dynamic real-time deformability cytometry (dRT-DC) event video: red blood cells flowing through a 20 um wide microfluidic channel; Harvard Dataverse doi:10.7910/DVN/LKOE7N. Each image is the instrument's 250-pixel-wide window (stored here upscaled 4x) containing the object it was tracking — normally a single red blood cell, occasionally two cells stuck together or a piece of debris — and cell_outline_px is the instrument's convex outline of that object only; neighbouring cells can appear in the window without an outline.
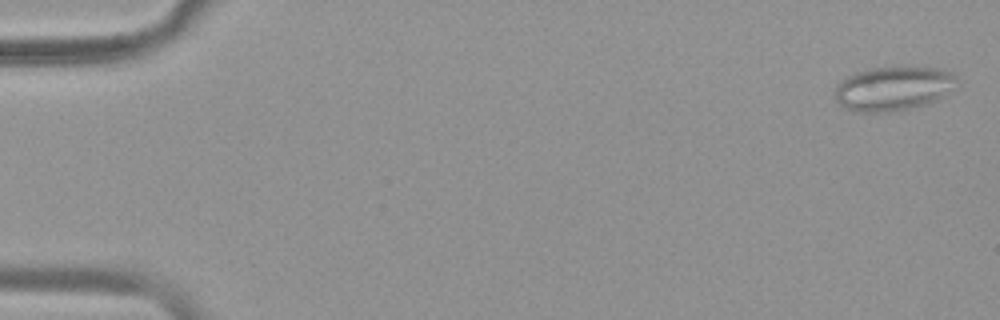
{"species": "common noctule bat (a hibernating species)", "species_latin": "Nyctalus noctula", "temperature_condition": "warm", "stored_images_in_passage": 54, "camera_frame_rate_fps": 3000, "um_per_image_px": 0.085, "animal": {"sex": "female", "body_mass_g": 19.9}, "frame": {"image": 1, "passage_image": 2, "time_ms": 0.333, "image_size_px": [1000, 320], "cell_outline_px": [[956, 88], [944, 96], [936, 100], [924, 104], [908, 108], [888, 112], [856, 112], [844, 108], [836, 100], [836, 84], [840, 80], [856, 72], [868, 68], [896, 64], [904, 64], [940, 68], [952, 72], [956, 76]], "centroid_in_image_um": [75.96, 7.46], "position_along_channel_um": 9.0, "area_um2": 32.43}}
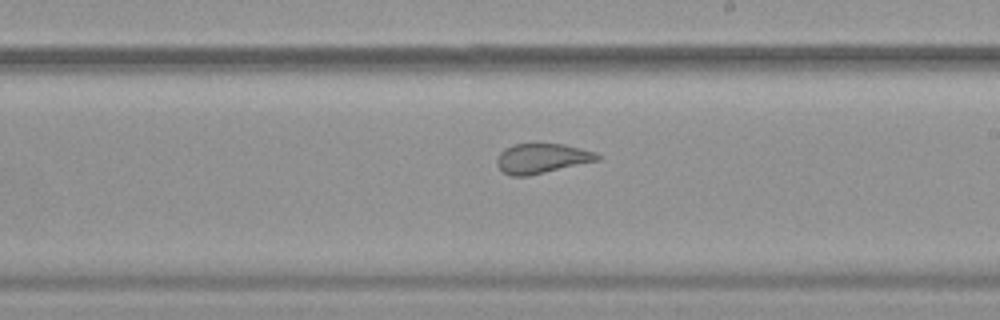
{"frame": {"image": 2, "passage_image": 32, "time_ms": 10.333, "image_size_px": [1000, 320], "cell_outline_px": [[600, 160], [528, 176], [512, 176], [504, 172], [496, 164], [496, 160], [500, 152], [504, 148], [516, 144], [536, 140], [564, 144], [596, 152], [600, 156]], "centroid_in_image_um": [46.05, 13.41], "position_along_channel_um": 242.9, "area_um2": 18.09}}
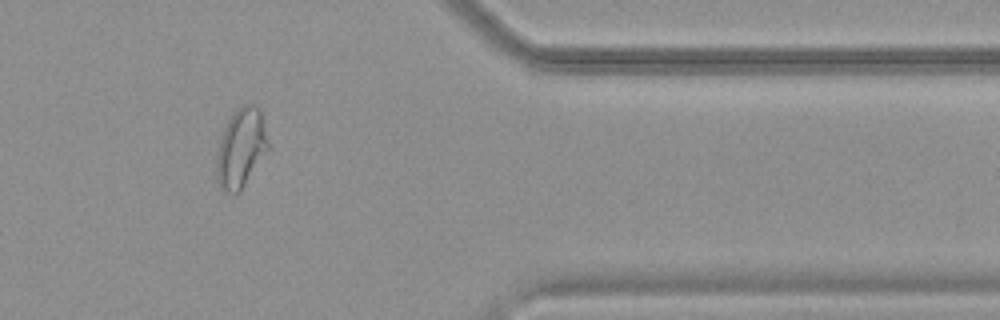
{"frame": {"image": 3, "passage_image": 45, "time_ms": 14.667, "image_size_px": [1000, 320], "cell_outline_px": [[268, 148], [240, 192], [228, 192], [220, 188], [216, 176], [216, 152], [224, 128], [228, 120], [236, 108], [244, 104], [252, 104], [260, 112], [268, 140]], "centroid_in_image_um": [20.44, 12.59], "position_along_channel_um": 391.0, "area_um2": 23.35}, "authors_computed_cell_mechanics": {"area_um2": 23.987, "velocity_mm_per_s": 3.8371, "shape_relaxation_time_tau1_ms": null, "shape_relaxation_time_tau2_ms": 0.8516, "deformation_change_tau1": null, "deformation_change_tau2": 0.0766}}